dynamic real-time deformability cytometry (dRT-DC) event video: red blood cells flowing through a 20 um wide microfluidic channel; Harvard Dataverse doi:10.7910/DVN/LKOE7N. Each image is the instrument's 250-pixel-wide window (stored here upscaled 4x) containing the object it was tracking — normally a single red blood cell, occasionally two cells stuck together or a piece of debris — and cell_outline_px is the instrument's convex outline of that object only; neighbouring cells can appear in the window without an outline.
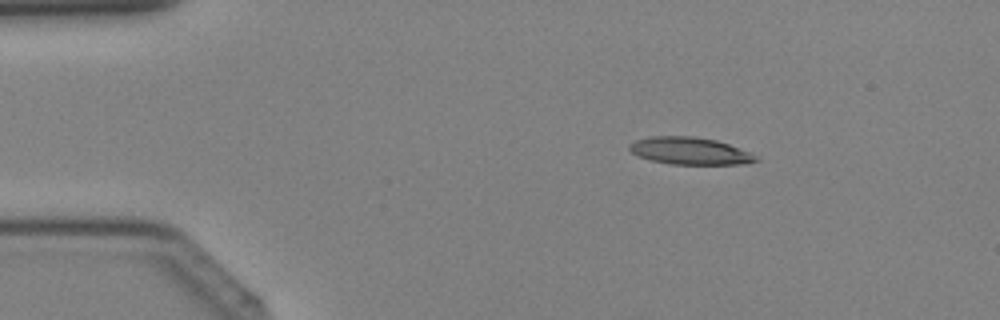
{"species": "Egyptian fruit bat (a non-hibernating species)", "species_latin": "Rousettus aegyptiacus", "temperature_condition": "cold", "stored_images_in_passage": 40, "camera_frame_rate_fps": 3000, "um_per_image_px": 0.085, "animal": {"sex": "female"}, "frame": {"image": 1, "passage_image": 7, "time_ms": 2.0, "image_size_px": [1000, 320], "cell_outline_px": [[760, 160], [744, 164], [672, 164], [652, 160], [640, 156], [632, 152], [628, 148], [628, 144], [636, 140], [652, 136], [692, 136], [716, 140], [728, 144], [748, 152], [756, 156]], "centroid_in_image_um": [58.63, 12.82], "position_along_channel_um": 26.4, "area_um2": 19.83}}
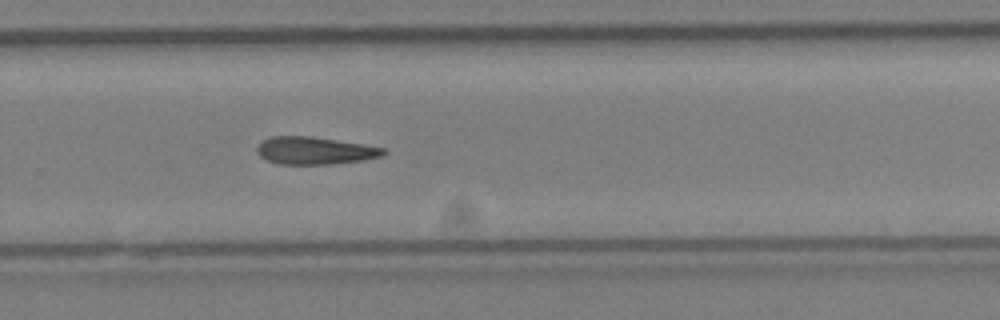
{"frame": {"image": 2, "passage_image": 27, "time_ms": 8.667, "image_size_px": [1000, 320], "cell_outline_px": [[388, 152], [384, 156], [364, 160], [332, 164], [280, 164], [268, 160], [260, 156], [256, 152], [256, 148], [260, 140], [272, 136], [312, 136], [364, 144], [388, 148]], "centroid_in_image_um": [26.8, 12.79], "position_along_channel_um": 303.0, "area_um2": 20.63}}
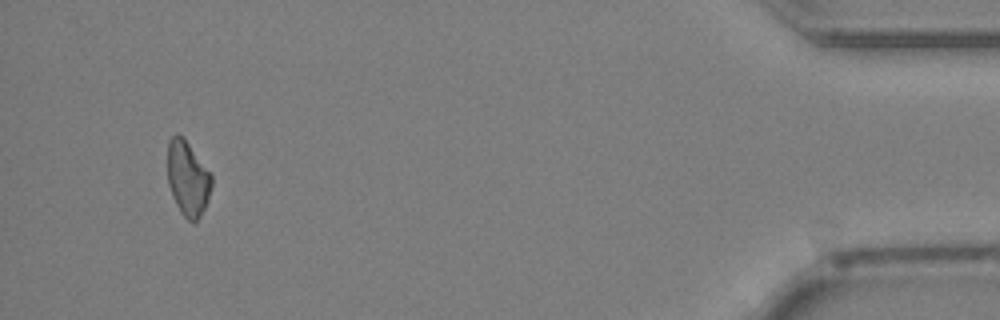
{"frame": {"image": 3, "passage_image": 38, "time_ms": 12.333, "image_size_px": [1000, 320], "cell_outline_px": [[212, 184], [208, 200], [200, 216], [192, 224], [180, 212], [172, 196], [168, 184], [168, 140], [176, 132], [188, 144], [212, 176]], "centroid_in_image_um": [15.94, 15.21], "position_along_channel_um": 419.3, "area_um2": 18.9}}